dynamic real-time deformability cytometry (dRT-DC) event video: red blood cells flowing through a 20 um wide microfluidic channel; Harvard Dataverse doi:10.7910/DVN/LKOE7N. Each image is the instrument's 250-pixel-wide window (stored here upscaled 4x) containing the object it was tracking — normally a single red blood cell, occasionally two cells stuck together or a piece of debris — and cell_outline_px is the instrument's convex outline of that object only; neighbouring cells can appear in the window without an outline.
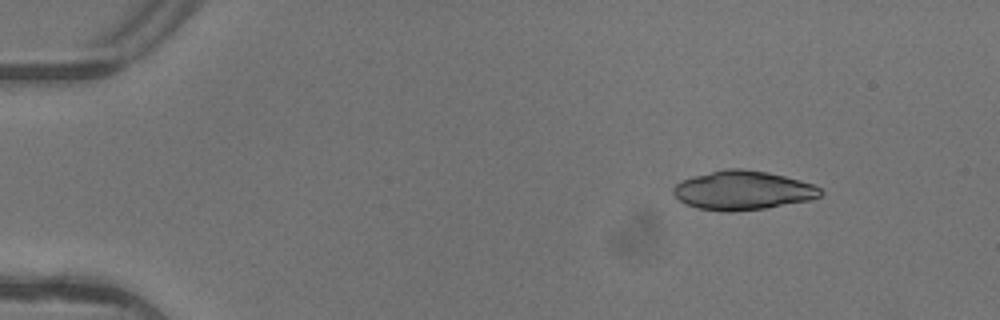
{"species": "common noctule bat (a hibernating species)", "species_latin": "Nyctalus noctula", "temperature_condition": "warm", "stored_images_in_passage": 5, "segment_of_instrument_passage": [1, 2], "camera_frame_rate_fps": 3000, "um_per_image_px": 0.085, "animal": {"sex": "female"}, "frame": {"image": 1, "passage_image": 2, "time_ms": 0.333, "image_size_px": [1000, 320], "cell_outline_px": [[824, 192], [820, 196], [812, 200], [764, 208], [732, 212], [728, 212], [696, 208], [680, 200], [672, 192], [672, 188], [676, 184], [684, 180], [696, 176], [724, 168], [744, 168], [768, 172], [800, 180], [812, 184], [820, 188]], "centroid_in_image_um": [63.17, 16.18], "position_along_channel_um": 21.8, "area_um2": 33.35}}